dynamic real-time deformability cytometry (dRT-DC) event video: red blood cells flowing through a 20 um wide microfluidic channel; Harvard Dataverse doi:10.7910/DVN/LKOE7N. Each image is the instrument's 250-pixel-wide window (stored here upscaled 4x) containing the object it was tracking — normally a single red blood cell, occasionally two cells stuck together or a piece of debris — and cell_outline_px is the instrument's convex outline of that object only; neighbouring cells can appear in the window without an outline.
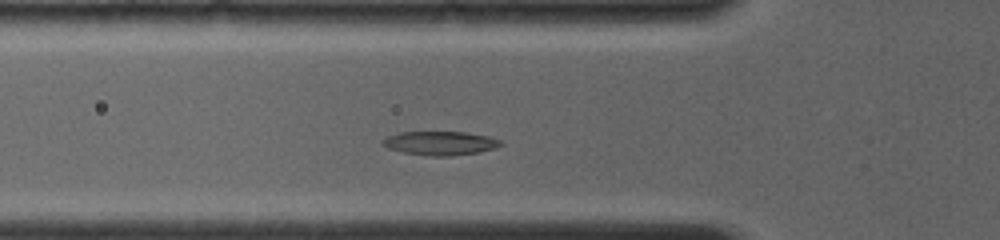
{"species": "common noctule bat (a hibernating species)", "species_latin": "Nyctalus noctula", "temperature_condition": "room temperature", "stored_images_in_passage": 29, "camera_frame_rate_fps": 4000, "um_per_image_px": 0.085, "animal": {"sex": "female", "body_mass_g": 19.0, "forearm_length_mm": 56.7}, "frame": {"image": 1, "passage_image": 5, "time_ms": 2.25, "image_size_px": [1000, 240], "cell_outline_px": [[504, 144], [496, 148], [480, 152], [452, 156], [432, 156], [404, 152], [388, 148], [380, 144], [388, 136], [400, 132], [464, 132], [488, 136], [500, 140]], "centroid_in_image_um": [37.45, 12.17], "position_along_channel_um": 88.3, "area_um2": 16.36}}
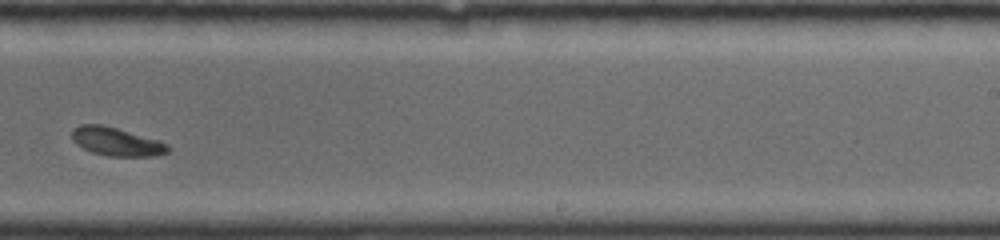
{"frame": {"image": 2, "passage_image": 14, "time_ms": 7.0, "image_size_px": [1000, 240], "cell_outline_px": [[172, 148], [168, 152], [152, 156], [108, 156], [92, 152], [76, 144], [72, 140], [72, 128], [80, 124], [100, 124], [116, 128], [160, 140], [168, 144]], "centroid_in_image_um": [9.9, 12.03], "position_along_channel_um": 279.1, "area_um2": 15.95}}
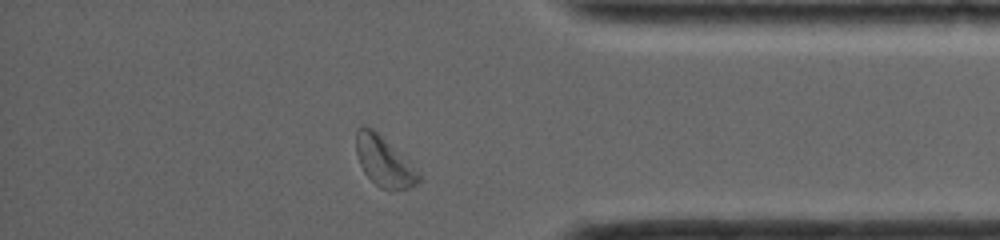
{"frame": {"image": 3, "passage_image": 25, "time_ms": 10.25, "image_size_px": [1000, 240], "cell_outline_px": [[420, 180], [416, 184], [408, 188], [388, 192], [380, 188], [364, 172], [360, 164], [356, 152], [356, 128], [364, 124], [372, 128], [408, 160], [420, 176]], "centroid_in_image_um": [32.61, 13.73], "position_along_channel_um": 402.6, "area_um2": 18.09}, "authors_computed_cell_mechanics": {"area_um2": 16.3574, "velocity_mm_per_s": 4.0434, "shape_relaxation_time_tau1_ms": 2.3046, "shape_relaxation_time_tau2_ms": null, "deformation_change_tau1": 0.1122, "deformation_change_tau2": null}}